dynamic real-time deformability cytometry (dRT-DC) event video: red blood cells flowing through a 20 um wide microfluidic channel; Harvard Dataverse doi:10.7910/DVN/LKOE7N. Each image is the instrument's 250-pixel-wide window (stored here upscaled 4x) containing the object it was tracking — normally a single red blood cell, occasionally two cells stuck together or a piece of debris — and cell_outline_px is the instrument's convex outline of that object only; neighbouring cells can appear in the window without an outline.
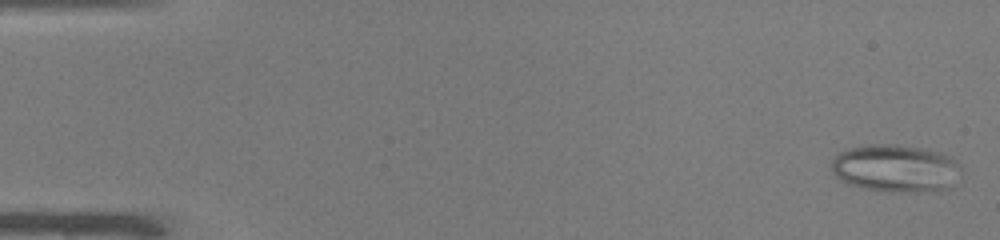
{"species": "common noctule bat (a hibernating species)", "species_latin": "Nyctalus noctula", "temperature_condition": "warm", "stored_images_in_passage": 49, "segment_of_instrument_passage": [1, 2], "camera_frame_rate_fps": 3000, "um_per_image_px": 0.085, "animal": {"sex": "male", "body_mass_g": 19.0, "forearm_length_mm": 50.8}, "frame": {"image": 1, "passage_image": 1, "time_ms": 0.0, "image_size_px": [1000, 240], "cell_outline_px": [[960, 168], [956, 184], [952, 188], [916, 192], [888, 192], [860, 188], [848, 184], [840, 180], [832, 172], [832, 160], [836, 152], [844, 148], [860, 144], [896, 144], [924, 148], [940, 152], [952, 156], [960, 164]], "centroid_in_image_um": [76.11, 14.29], "position_along_channel_um": 8.9, "area_um2": 36.99}}